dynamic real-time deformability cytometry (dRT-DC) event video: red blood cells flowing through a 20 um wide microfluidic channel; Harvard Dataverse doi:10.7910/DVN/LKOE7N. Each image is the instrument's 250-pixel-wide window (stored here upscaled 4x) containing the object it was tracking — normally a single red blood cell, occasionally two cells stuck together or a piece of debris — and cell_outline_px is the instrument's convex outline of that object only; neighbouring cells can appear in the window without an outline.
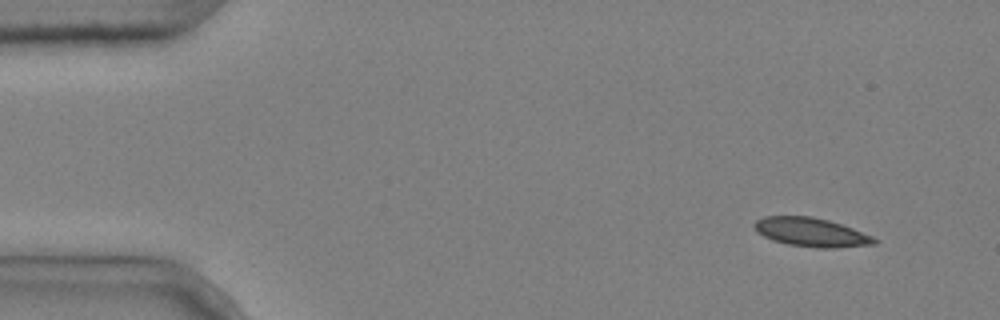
{"species": "common noctule bat (a hibernating species)", "species_latin": "Nyctalus noctula", "temperature_condition": "cold", "stored_images_in_passage": 4, "camera_frame_rate_fps": 3000, "um_per_image_px": 0.085, "animal": {"sex": "male", "body_mass_g": 20.4}, "frame": {"image": 1, "passage_image": 1, "time_ms": 0.0, "image_size_px": [1000, 320], "cell_outline_px": [[880, 240], [876, 244], [836, 248], [816, 248], [788, 244], [772, 240], [756, 232], [752, 228], [752, 224], [756, 220], [764, 216], [812, 216], [828, 220], [852, 228], [872, 236]], "centroid_in_image_um": [68.93, 19.74], "position_along_channel_um": 16.1, "area_um2": 20.35}}
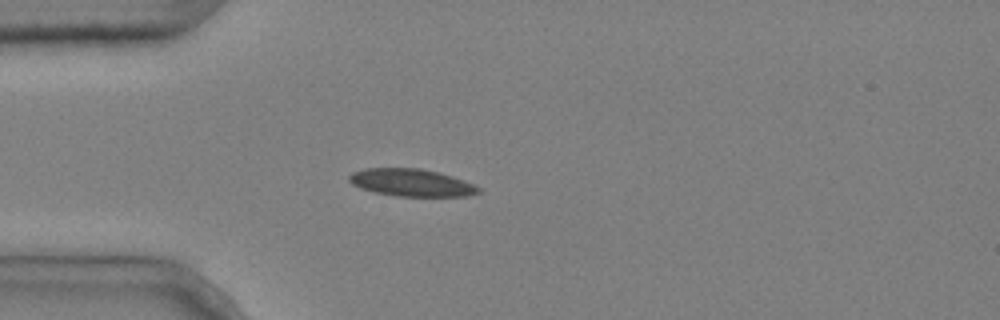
{"frame": {"image": 2, "passage_image": 4, "time_ms": 1.0, "image_size_px": [1000, 320], "cell_outline_px": [[480, 192], [468, 196], [396, 196], [376, 192], [360, 188], [352, 184], [348, 180], [348, 176], [352, 172], [364, 168], [420, 168], [452, 176], [464, 180], [480, 188]], "centroid_in_image_um": [34.94, 15.52], "position_along_channel_um": 50.1, "area_um2": 20.58}}